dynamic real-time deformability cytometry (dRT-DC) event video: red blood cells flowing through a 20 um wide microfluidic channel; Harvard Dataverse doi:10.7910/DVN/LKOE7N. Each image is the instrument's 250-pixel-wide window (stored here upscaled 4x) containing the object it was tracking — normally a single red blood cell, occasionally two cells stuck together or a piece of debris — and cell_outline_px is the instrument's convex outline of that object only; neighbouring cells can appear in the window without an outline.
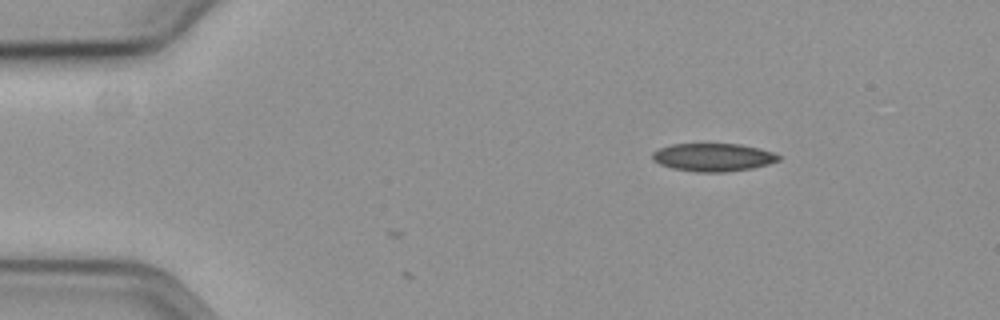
{"species": "common noctule bat (a hibernating species)", "species_latin": "Nyctalus noctula", "temperature_condition": "cold", "stored_images_in_passage": 3, "camera_frame_rate_fps": 3000, "um_per_image_px": 0.085, "animal": {"sex": "female", "body_mass_g": 19.3, "forearm_length_mm": 54.1}, "frame": {"image": 1, "passage_image": 1, "time_ms": 0.0, "image_size_px": [1000, 320], "cell_outline_px": [[780, 160], [768, 164], [752, 168], [724, 172], [696, 172], [672, 168], [660, 164], [652, 160], [652, 152], [660, 148], [672, 144], [740, 144], [760, 148], [772, 152], [780, 156]], "centroid_in_image_um": [60.61, 13.37], "position_along_channel_um": 24.4, "area_um2": 20.58}}